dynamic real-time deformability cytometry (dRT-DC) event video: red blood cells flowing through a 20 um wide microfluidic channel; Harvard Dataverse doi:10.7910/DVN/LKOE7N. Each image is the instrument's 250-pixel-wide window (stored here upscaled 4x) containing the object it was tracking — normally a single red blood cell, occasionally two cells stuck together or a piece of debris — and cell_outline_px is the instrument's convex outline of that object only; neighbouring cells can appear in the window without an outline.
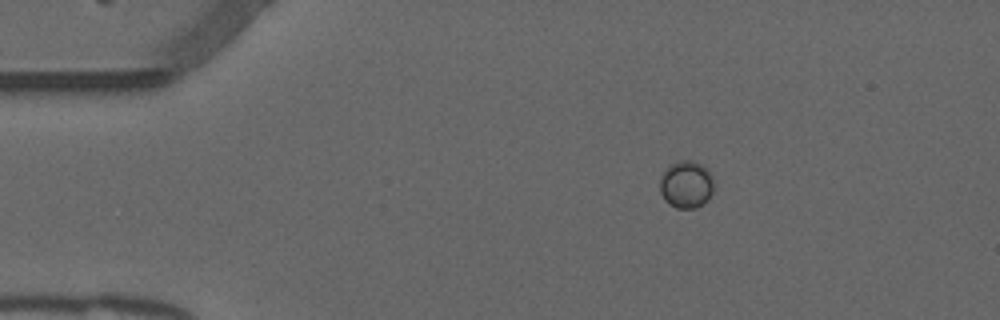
{"species": "common noctule bat (a hibernating species)", "species_latin": "Nyctalus noctula", "temperature_condition": "warm", "stored_images_in_passage": 39, "camera_frame_rate_fps": 3000, "um_per_image_px": 0.085, "animal": {"sex": "male", "forearm_length_mm": 52.5}, "frame": {"image": 1, "passage_image": 1, "time_ms": 0.0, "image_size_px": [1000, 320], "cell_outline_px": [[712, 192], [704, 204], [696, 208], [676, 208], [668, 204], [664, 200], [660, 192], [660, 180], [664, 172], [672, 164], [680, 160], [692, 160], [708, 168], [712, 176]], "centroid_in_image_um": [58.33, 15.69], "position_along_channel_um": 26.7, "area_um2": 14.85}}
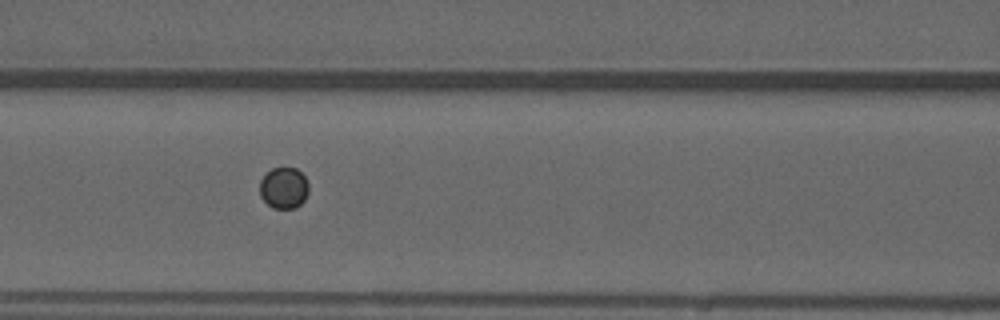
{"frame": {"image": 2, "passage_image": 15, "time_ms": 4.667, "image_size_px": [1000, 320], "cell_outline_px": [[308, 192], [304, 200], [296, 208], [272, 208], [260, 196], [260, 180], [272, 168], [296, 168], [304, 176], [308, 184]], "centroid_in_image_um": [24.12, 15.98], "position_along_channel_um": 142.5, "area_um2": 11.68}}
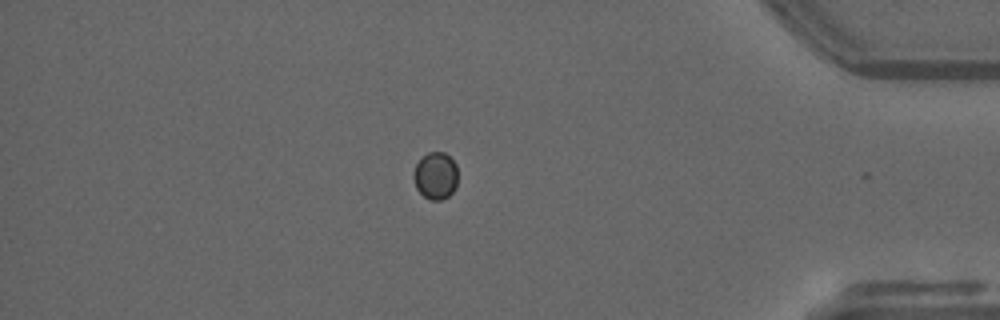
{"frame": {"image": 3, "passage_image": 38, "time_ms": 12.333, "image_size_px": [1000, 320], "cell_outline_px": [[456, 184], [452, 192], [448, 196], [440, 200], [432, 200], [424, 196], [416, 188], [412, 176], [412, 172], [416, 164], [428, 152], [444, 152], [456, 164]], "centroid_in_image_um": [36.99, 14.93], "position_along_channel_um": 398.2, "area_um2": 12.02}}